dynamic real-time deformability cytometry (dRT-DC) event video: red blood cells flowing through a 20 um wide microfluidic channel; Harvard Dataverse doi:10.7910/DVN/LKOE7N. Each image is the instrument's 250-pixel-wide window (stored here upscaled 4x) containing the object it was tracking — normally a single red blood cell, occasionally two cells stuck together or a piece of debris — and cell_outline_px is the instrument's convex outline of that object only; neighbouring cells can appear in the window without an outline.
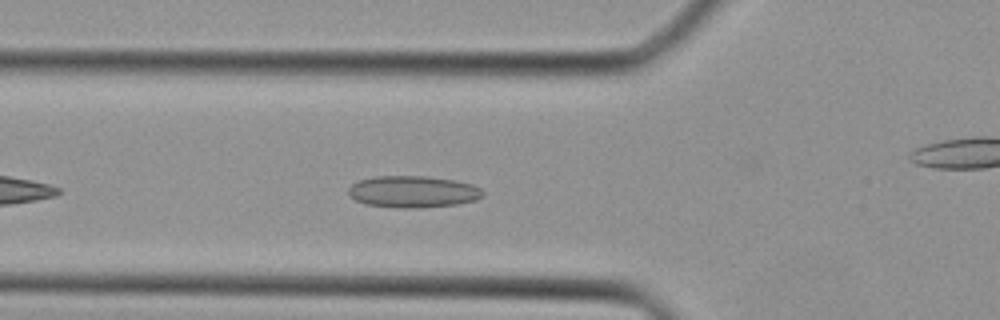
{"species": "Egyptian fruit bat (a non-hibernating species)", "species_latin": "Rousettus aegyptiacus", "temperature_condition": "cold", "stored_images_in_passage": 32, "camera_frame_rate_fps": 3000, "um_per_image_px": 0.085, "animal": {"sex": "female"}, "frame": {"image": 1, "passage_image": 5, "time_ms": 1.333, "image_size_px": [1000, 320], "cell_outline_px": [[484, 196], [476, 200], [456, 204], [416, 208], [404, 208], [364, 204], [356, 200], [348, 192], [348, 188], [352, 184], [360, 180], [376, 176], [428, 176], [452, 180], [472, 184], [480, 188], [484, 192]], "centroid_in_image_um": [35.12, 16.29], "position_along_channel_um": 90.7, "area_um2": 24.74}}
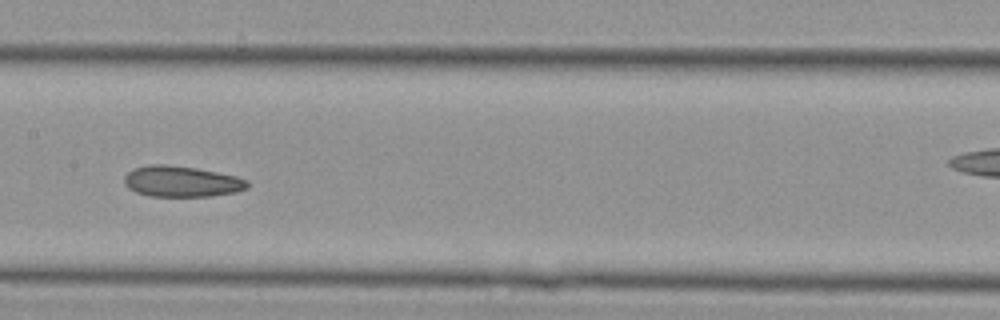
{"frame": {"image": 2, "passage_image": 11, "time_ms": 3.333, "image_size_px": [1000, 320], "cell_outline_px": [[248, 188], [236, 192], [208, 196], [148, 196], [136, 192], [128, 188], [124, 184], [124, 176], [132, 168], [152, 164], [164, 164], [196, 168], [236, 176], [248, 180]], "centroid_in_image_um": [15.4, 15.42], "position_along_channel_um": 192.0, "area_um2": 22.2}}
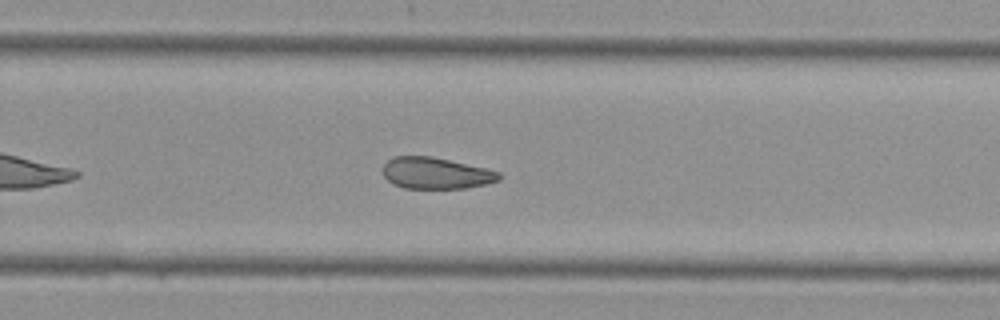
{"frame": {"image": 3, "passage_image": 17, "time_ms": 5.333, "image_size_px": [1000, 320], "cell_outline_px": [[500, 180], [484, 184], [464, 188], [404, 188], [392, 184], [384, 176], [384, 164], [388, 160], [396, 156], [432, 156], [484, 168], [500, 172]], "centroid_in_image_um": [37.03, 14.72], "position_along_channel_um": 292.8, "area_um2": 21.04}}